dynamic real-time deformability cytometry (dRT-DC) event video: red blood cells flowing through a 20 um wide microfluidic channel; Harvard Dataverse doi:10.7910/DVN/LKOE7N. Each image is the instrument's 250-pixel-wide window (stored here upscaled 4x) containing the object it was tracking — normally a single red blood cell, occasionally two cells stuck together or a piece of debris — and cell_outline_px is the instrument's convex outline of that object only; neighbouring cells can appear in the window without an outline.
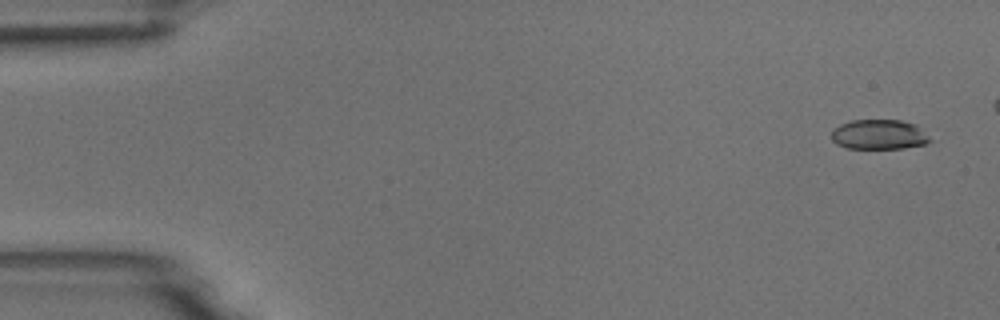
{"species": "common noctule bat (a hibernating species)", "species_latin": "Nyctalus noctula", "temperature_condition": "room temperature", "stored_images_in_passage": 5, "camera_frame_rate_fps": 3000, "um_per_image_px": 0.085, "animal": {"sex": "male", "body_mass_g": 18.8}, "frame": {"image": 1, "passage_image": 1, "time_ms": 0.0, "image_size_px": [1000, 320], "cell_outline_px": [[932, 140], [924, 144], [904, 148], [848, 148], [836, 144], [832, 140], [832, 128], [840, 124], [852, 120], [900, 120], [916, 124]], "centroid_in_image_um": [74.7, 11.43], "position_along_channel_um": 10.3, "area_um2": 17.11}}